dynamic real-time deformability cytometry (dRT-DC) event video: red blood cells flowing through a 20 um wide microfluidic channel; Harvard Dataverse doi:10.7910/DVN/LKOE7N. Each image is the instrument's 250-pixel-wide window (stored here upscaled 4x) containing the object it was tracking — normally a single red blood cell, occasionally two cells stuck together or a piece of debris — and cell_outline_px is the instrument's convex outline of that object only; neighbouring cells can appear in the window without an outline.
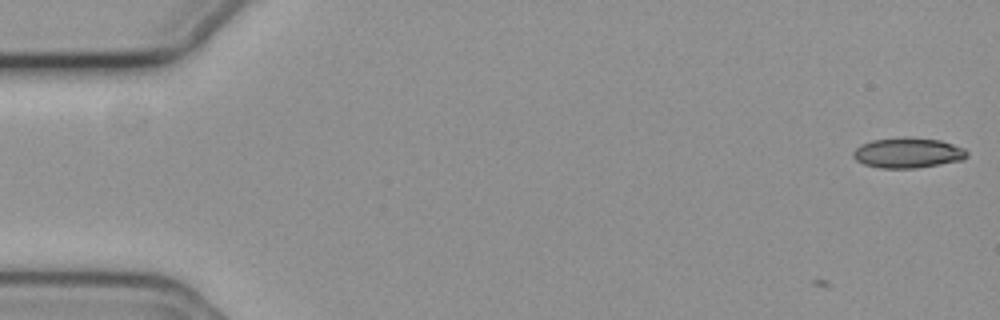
{"species": "common noctule bat (a hibernating species)", "species_latin": "Nyctalus noctula", "temperature_condition": "cold", "stored_images_in_passage": 6, "camera_frame_rate_fps": 3000, "um_per_image_px": 0.085, "animal": {"sex": "female", "body_mass_g": 19.3, "forearm_length_mm": 54.1}, "frame": {"image": 1, "passage_image": 1, "time_ms": 0.0, "image_size_px": [1000, 320], "cell_outline_px": [[968, 156], [960, 160], [940, 164], [916, 168], [880, 168], [864, 164], [856, 160], [852, 156], [852, 152], [860, 144], [872, 140], [904, 136], [908, 136], [940, 140], [964, 148], [968, 152]], "centroid_in_image_um": [77.14, 12.98], "position_along_channel_um": 7.9, "area_um2": 20.23}}